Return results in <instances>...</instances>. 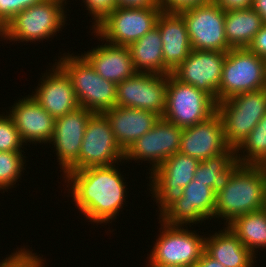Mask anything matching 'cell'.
Returning <instances> with one entry per match:
<instances>
[{"mask_svg":"<svg viewBox=\"0 0 266 267\" xmlns=\"http://www.w3.org/2000/svg\"><path fill=\"white\" fill-rule=\"evenodd\" d=\"M118 168L115 164L89 167L63 177L67 193L71 192L75 206L91 224L112 223L126 203L128 188Z\"/></svg>","mask_w":266,"mask_h":267,"instance_id":"6da1fadb","label":"cell"},{"mask_svg":"<svg viewBox=\"0 0 266 267\" xmlns=\"http://www.w3.org/2000/svg\"><path fill=\"white\" fill-rule=\"evenodd\" d=\"M266 207V166L240 165L216 194L213 219L227 226L236 217Z\"/></svg>","mask_w":266,"mask_h":267,"instance_id":"7a4b0ae2","label":"cell"},{"mask_svg":"<svg viewBox=\"0 0 266 267\" xmlns=\"http://www.w3.org/2000/svg\"><path fill=\"white\" fill-rule=\"evenodd\" d=\"M67 3V0H43L22 10L0 31V41L34 43L54 37L67 24Z\"/></svg>","mask_w":266,"mask_h":267,"instance_id":"3957f363","label":"cell"},{"mask_svg":"<svg viewBox=\"0 0 266 267\" xmlns=\"http://www.w3.org/2000/svg\"><path fill=\"white\" fill-rule=\"evenodd\" d=\"M63 53L56 63L69 76L80 107L103 113L116 106L117 85L103 79L81 55Z\"/></svg>","mask_w":266,"mask_h":267,"instance_id":"277c9868","label":"cell"},{"mask_svg":"<svg viewBox=\"0 0 266 267\" xmlns=\"http://www.w3.org/2000/svg\"><path fill=\"white\" fill-rule=\"evenodd\" d=\"M227 144L237 148L266 114V89L237 94L216 103Z\"/></svg>","mask_w":266,"mask_h":267,"instance_id":"5b68a950","label":"cell"},{"mask_svg":"<svg viewBox=\"0 0 266 267\" xmlns=\"http://www.w3.org/2000/svg\"><path fill=\"white\" fill-rule=\"evenodd\" d=\"M159 223L161 224L160 234L154 242L147 261L193 267L205 251L206 235H199L195 230H188L190 229L188 226H171L160 219Z\"/></svg>","mask_w":266,"mask_h":267,"instance_id":"8992f818","label":"cell"},{"mask_svg":"<svg viewBox=\"0 0 266 267\" xmlns=\"http://www.w3.org/2000/svg\"><path fill=\"white\" fill-rule=\"evenodd\" d=\"M216 112V102L205 92L168 74L163 118L185 128L207 120Z\"/></svg>","mask_w":266,"mask_h":267,"instance_id":"52a82bcc","label":"cell"},{"mask_svg":"<svg viewBox=\"0 0 266 267\" xmlns=\"http://www.w3.org/2000/svg\"><path fill=\"white\" fill-rule=\"evenodd\" d=\"M265 88V59L248 48L227 51L219 85V102Z\"/></svg>","mask_w":266,"mask_h":267,"instance_id":"ba28073f","label":"cell"},{"mask_svg":"<svg viewBox=\"0 0 266 267\" xmlns=\"http://www.w3.org/2000/svg\"><path fill=\"white\" fill-rule=\"evenodd\" d=\"M199 160L182 153H175L151 171L149 190L159 207V218L183 196V188L194 177Z\"/></svg>","mask_w":266,"mask_h":267,"instance_id":"9c48e42d","label":"cell"},{"mask_svg":"<svg viewBox=\"0 0 266 267\" xmlns=\"http://www.w3.org/2000/svg\"><path fill=\"white\" fill-rule=\"evenodd\" d=\"M161 7L115 8L92 32L99 40L129 46L156 27Z\"/></svg>","mask_w":266,"mask_h":267,"instance_id":"30bf717a","label":"cell"},{"mask_svg":"<svg viewBox=\"0 0 266 267\" xmlns=\"http://www.w3.org/2000/svg\"><path fill=\"white\" fill-rule=\"evenodd\" d=\"M184 19L192 50L227 52L225 11L213 1L178 12Z\"/></svg>","mask_w":266,"mask_h":267,"instance_id":"8fae6325","label":"cell"},{"mask_svg":"<svg viewBox=\"0 0 266 267\" xmlns=\"http://www.w3.org/2000/svg\"><path fill=\"white\" fill-rule=\"evenodd\" d=\"M124 151L115 140L104 113H93L86 125L78 158V170L89 167L120 165Z\"/></svg>","mask_w":266,"mask_h":267,"instance_id":"7c38bea8","label":"cell"},{"mask_svg":"<svg viewBox=\"0 0 266 267\" xmlns=\"http://www.w3.org/2000/svg\"><path fill=\"white\" fill-rule=\"evenodd\" d=\"M168 75L136 72L117 84L116 106L154 112L163 117Z\"/></svg>","mask_w":266,"mask_h":267,"instance_id":"4fadbf2b","label":"cell"},{"mask_svg":"<svg viewBox=\"0 0 266 267\" xmlns=\"http://www.w3.org/2000/svg\"><path fill=\"white\" fill-rule=\"evenodd\" d=\"M183 128L160 117L150 131L137 139L125 152V163L129 160L148 161L153 171L166 159L179 152Z\"/></svg>","mask_w":266,"mask_h":267,"instance_id":"5bb4252c","label":"cell"},{"mask_svg":"<svg viewBox=\"0 0 266 267\" xmlns=\"http://www.w3.org/2000/svg\"><path fill=\"white\" fill-rule=\"evenodd\" d=\"M227 52L192 50L190 55L171 74L219 102V85Z\"/></svg>","mask_w":266,"mask_h":267,"instance_id":"9a60e30c","label":"cell"},{"mask_svg":"<svg viewBox=\"0 0 266 267\" xmlns=\"http://www.w3.org/2000/svg\"><path fill=\"white\" fill-rule=\"evenodd\" d=\"M94 112L83 107L55 118L53 136L49 145L55 148L57 162L65 176L68 172L78 170V158L86 125Z\"/></svg>","mask_w":266,"mask_h":267,"instance_id":"2e32d148","label":"cell"},{"mask_svg":"<svg viewBox=\"0 0 266 267\" xmlns=\"http://www.w3.org/2000/svg\"><path fill=\"white\" fill-rule=\"evenodd\" d=\"M215 201L213 188L192 180L183 188V196L158 219L171 226L191 227V224H202L213 219Z\"/></svg>","mask_w":266,"mask_h":267,"instance_id":"e0dca14e","label":"cell"},{"mask_svg":"<svg viewBox=\"0 0 266 267\" xmlns=\"http://www.w3.org/2000/svg\"><path fill=\"white\" fill-rule=\"evenodd\" d=\"M229 148L223 123L217 112L207 120L182 130L179 153L199 161L220 155Z\"/></svg>","mask_w":266,"mask_h":267,"instance_id":"ac0fdd59","label":"cell"},{"mask_svg":"<svg viewBox=\"0 0 266 267\" xmlns=\"http://www.w3.org/2000/svg\"><path fill=\"white\" fill-rule=\"evenodd\" d=\"M51 66L53 68L40 77L31 96L49 114L58 118L78 109L80 105L67 73L56 62Z\"/></svg>","mask_w":266,"mask_h":267,"instance_id":"d6986e66","label":"cell"},{"mask_svg":"<svg viewBox=\"0 0 266 267\" xmlns=\"http://www.w3.org/2000/svg\"><path fill=\"white\" fill-rule=\"evenodd\" d=\"M8 111L25 144H48L51 141L55 118L31 95L22 96Z\"/></svg>","mask_w":266,"mask_h":267,"instance_id":"ffe728a7","label":"cell"},{"mask_svg":"<svg viewBox=\"0 0 266 267\" xmlns=\"http://www.w3.org/2000/svg\"><path fill=\"white\" fill-rule=\"evenodd\" d=\"M156 26L162 38L165 75L171 74L190 55L192 48L186 23L178 12L162 11Z\"/></svg>","mask_w":266,"mask_h":267,"instance_id":"44dd1931","label":"cell"},{"mask_svg":"<svg viewBox=\"0 0 266 267\" xmlns=\"http://www.w3.org/2000/svg\"><path fill=\"white\" fill-rule=\"evenodd\" d=\"M101 42L102 45L99 43L95 48L81 53L96 73L116 85L136 73L128 46L103 44V39Z\"/></svg>","mask_w":266,"mask_h":267,"instance_id":"7402d4cb","label":"cell"},{"mask_svg":"<svg viewBox=\"0 0 266 267\" xmlns=\"http://www.w3.org/2000/svg\"><path fill=\"white\" fill-rule=\"evenodd\" d=\"M103 113L110 122L115 140L124 152L160 119L154 112L128 107L115 106Z\"/></svg>","mask_w":266,"mask_h":267,"instance_id":"603a6c76","label":"cell"},{"mask_svg":"<svg viewBox=\"0 0 266 267\" xmlns=\"http://www.w3.org/2000/svg\"><path fill=\"white\" fill-rule=\"evenodd\" d=\"M205 252L224 267H255V256L228 226L205 239Z\"/></svg>","mask_w":266,"mask_h":267,"instance_id":"cb8c5ba5","label":"cell"},{"mask_svg":"<svg viewBox=\"0 0 266 267\" xmlns=\"http://www.w3.org/2000/svg\"><path fill=\"white\" fill-rule=\"evenodd\" d=\"M128 48L136 72L165 75L162 38L157 26L132 42Z\"/></svg>","mask_w":266,"mask_h":267,"instance_id":"d4e9b609","label":"cell"},{"mask_svg":"<svg viewBox=\"0 0 266 267\" xmlns=\"http://www.w3.org/2000/svg\"><path fill=\"white\" fill-rule=\"evenodd\" d=\"M224 24L231 48H247L264 25L261 16L252 7L226 11Z\"/></svg>","mask_w":266,"mask_h":267,"instance_id":"484cf974","label":"cell"},{"mask_svg":"<svg viewBox=\"0 0 266 267\" xmlns=\"http://www.w3.org/2000/svg\"><path fill=\"white\" fill-rule=\"evenodd\" d=\"M240 165L236 159L235 148L230 147L220 155L200 161L193 180L206 183L217 194L228 184L230 177Z\"/></svg>","mask_w":266,"mask_h":267,"instance_id":"4316f807","label":"cell"},{"mask_svg":"<svg viewBox=\"0 0 266 267\" xmlns=\"http://www.w3.org/2000/svg\"><path fill=\"white\" fill-rule=\"evenodd\" d=\"M227 226L254 255L266 250V207L238 216Z\"/></svg>","mask_w":266,"mask_h":267,"instance_id":"83f0119b","label":"cell"},{"mask_svg":"<svg viewBox=\"0 0 266 267\" xmlns=\"http://www.w3.org/2000/svg\"><path fill=\"white\" fill-rule=\"evenodd\" d=\"M242 165L266 166V114L235 149Z\"/></svg>","mask_w":266,"mask_h":267,"instance_id":"f1b7e54d","label":"cell"},{"mask_svg":"<svg viewBox=\"0 0 266 267\" xmlns=\"http://www.w3.org/2000/svg\"><path fill=\"white\" fill-rule=\"evenodd\" d=\"M22 152H0V191L15 188L14 185L26 168V156Z\"/></svg>","mask_w":266,"mask_h":267,"instance_id":"f546056e","label":"cell"},{"mask_svg":"<svg viewBox=\"0 0 266 267\" xmlns=\"http://www.w3.org/2000/svg\"><path fill=\"white\" fill-rule=\"evenodd\" d=\"M26 144L22 141L11 116L5 112L0 114V152H24Z\"/></svg>","mask_w":266,"mask_h":267,"instance_id":"4dcf8cb0","label":"cell"},{"mask_svg":"<svg viewBox=\"0 0 266 267\" xmlns=\"http://www.w3.org/2000/svg\"><path fill=\"white\" fill-rule=\"evenodd\" d=\"M6 256L0 260V267H45L43 255L39 257L40 254L33 253L29 248L25 249V246Z\"/></svg>","mask_w":266,"mask_h":267,"instance_id":"1f68e13d","label":"cell"},{"mask_svg":"<svg viewBox=\"0 0 266 267\" xmlns=\"http://www.w3.org/2000/svg\"><path fill=\"white\" fill-rule=\"evenodd\" d=\"M86 10L92 17V28L94 30L115 8L117 0H82Z\"/></svg>","mask_w":266,"mask_h":267,"instance_id":"d6a6232c","label":"cell"},{"mask_svg":"<svg viewBox=\"0 0 266 267\" xmlns=\"http://www.w3.org/2000/svg\"><path fill=\"white\" fill-rule=\"evenodd\" d=\"M43 0H0V31L22 10Z\"/></svg>","mask_w":266,"mask_h":267,"instance_id":"836d02e7","label":"cell"},{"mask_svg":"<svg viewBox=\"0 0 266 267\" xmlns=\"http://www.w3.org/2000/svg\"><path fill=\"white\" fill-rule=\"evenodd\" d=\"M160 7L163 11H170V12H179L181 10L198 6L204 5L212 0H159Z\"/></svg>","mask_w":266,"mask_h":267,"instance_id":"e575fe53","label":"cell"},{"mask_svg":"<svg viewBox=\"0 0 266 267\" xmlns=\"http://www.w3.org/2000/svg\"><path fill=\"white\" fill-rule=\"evenodd\" d=\"M251 52L266 59V25L255 34L254 39L247 47Z\"/></svg>","mask_w":266,"mask_h":267,"instance_id":"d590c367","label":"cell"},{"mask_svg":"<svg viewBox=\"0 0 266 267\" xmlns=\"http://www.w3.org/2000/svg\"><path fill=\"white\" fill-rule=\"evenodd\" d=\"M225 12L237 9H246L252 7L253 0H212Z\"/></svg>","mask_w":266,"mask_h":267,"instance_id":"8d00e7d4","label":"cell"},{"mask_svg":"<svg viewBox=\"0 0 266 267\" xmlns=\"http://www.w3.org/2000/svg\"><path fill=\"white\" fill-rule=\"evenodd\" d=\"M117 7H123V8L160 7V1L159 0H117Z\"/></svg>","mask_w":266,"mask_h":267,"instance_id":"74e56055","label":"cell"},{"mask_svg":"<svg viewBox=\"0 0 266 267\" xmlns=\"http://www.w3.org/2000/svg\"><path fill=\"white\" fill-rule=\"evenodd\" d=\"M193 267H224L220 262L210 257L205 251Z\"/></svg>","mask_w":266,"mask_h":267,"instance_id":"f35d334b","label":"cell"},{"mask_svg":"<svg viewBox=\"0 0 266 267\" xmlns=\"http://www.w3.org/2000/svg\"><path fill=\"white\" fill-rule=\"evenodd\" d=\"M252 8L261 16L263 24L266 25V0H253Z\"/></svg>","mask_w":266,"mask_h":267,"instance_id":"ab89813d","label":"cell"},{"mask_svg":"<svg viewBox=\"0 0 266 267\" xmlns=\"http://www.w3.org/2000/svg\"><path fill=\"white\" fill-rule=\"evenodd\" d=\"M146 263H147L146 267H181V266H175V265H166V264L154 263L153 261H148Z\"/></svg>","mask_w":266,"mask_h":267,"instance_id":"60d3db41","label":"cell"},{"mask_svg":"<svg viewBox=\"0 0 266 267\" xmlns=\"http://www.w3.org/2000/svg\"><path fill=\"white\" fill-rule=\"evenodd\" d=\"M265 89H266V59H265Z\"/></svg>","mask_w":266,"mask_h":267,"instance_id":"b9f144b4","label":"cell"}]
</instances>
